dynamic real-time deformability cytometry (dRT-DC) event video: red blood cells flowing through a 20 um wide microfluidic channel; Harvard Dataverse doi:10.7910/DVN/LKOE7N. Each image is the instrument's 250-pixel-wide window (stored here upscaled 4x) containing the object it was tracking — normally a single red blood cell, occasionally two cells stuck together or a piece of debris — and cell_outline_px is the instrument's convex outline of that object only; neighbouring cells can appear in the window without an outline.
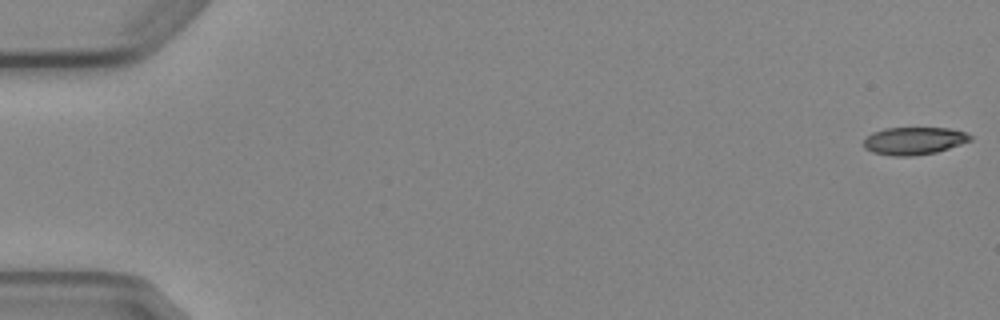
{"species": "Egyptian fruit bat (a non-hibernating species)", "species_latin": "Rousettus aegyptiacus", "temperature_condition": "cold", "stored_images_in_passage": 6, "camera_frame_rate_fps": 3000, "um_per_image_px": 0.085, "animal": {"sex": "female"}, "frame": {"image": 1, "passage_image": 1, "time_ms": 0.0, "image_size_px": [1000, 320], "cell_outline_px": [[972, 140], [936, 152], [912, 156], [892, 156], [872, 152], [864, 148], [864, 140], [872, 132], [884, 128], [948, 128], [964, 132], [972, 136]], "centroid_in_image_um": [77.66, 11.97], "position_along_channel_um": 7.3, "area_um2": 17.05}}